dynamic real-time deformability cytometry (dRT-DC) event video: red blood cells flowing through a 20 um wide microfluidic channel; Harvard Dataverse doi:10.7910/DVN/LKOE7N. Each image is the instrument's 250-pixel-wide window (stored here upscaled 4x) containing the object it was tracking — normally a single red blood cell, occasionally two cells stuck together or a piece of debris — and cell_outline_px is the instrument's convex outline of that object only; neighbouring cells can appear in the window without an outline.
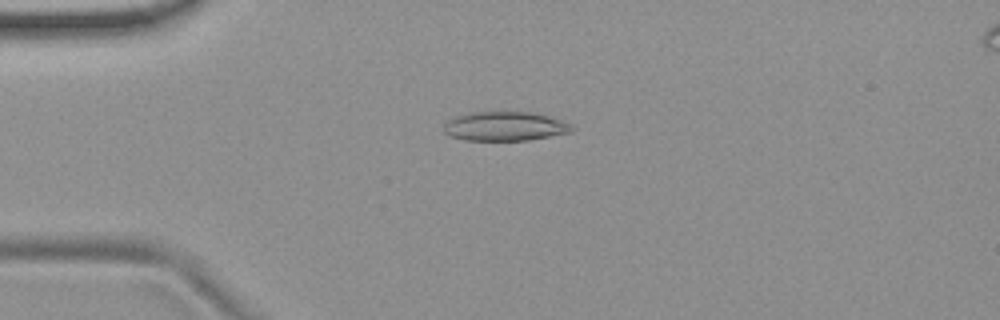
{"species": "common noctule bat (a hibernating species)", "species_latin": "Nyctalus noctula", "temperature_condition": "room temperature", "stored_images_in_passage": 53, "camera_frame_rate_fps": 3000, "um_per_image_px": 0.085, "animal": {"sex": "female", "body_mass_g": 19.9}, "frame": {"image": 1, "passage_image": 13, "time_ms": 4.0, "image_size_px": [1000, 320], "cell_outline_px": [[572, 132], [528, 140], [464, 140], [448, 136], [444, 132], [444, 124], [448, 120], [456, 116], [472, 112], [532, 112], [548, 116], [572, 124]], "centroid_in_image_um": [42.89, 10.74], "position_along_channel_um": 42.1, "area_um2": 21.73}}
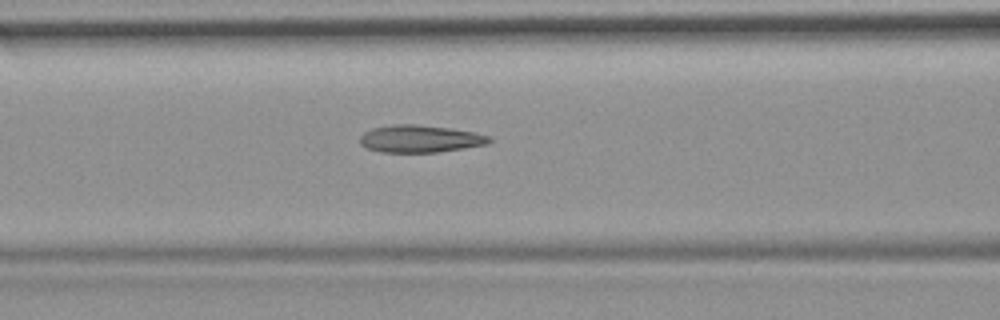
{"frame": {"image": 2, "passage_image": 22, "time_ms": 7.0, "image_size_px": [1000, 320], "cell_outline_px": [[492, 140], [488, 144], [464, 148], [436, 152], [380, 152], [368, 148], [360, 144], [360, 136], [364, 132], [372, 128], [396, 124], [416, 124], [448, 128], [472, 132], [488, 136]], "centroid_in_image_um": [35.67, 11.8], "position_along_channel_um": 130.9, "area_um2": 20.4}}
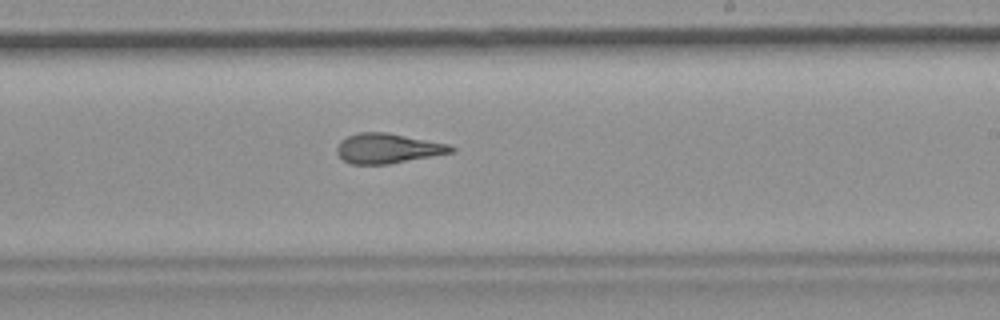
{"frame": {"image": 3, "passage_image": 32, "time_ms": 10.333, "image_size_px": [1000, 320], "cell_outline_px": [[456, 152], [388, 164], [348, 164], [336, 152], [336, 148], [340, 140], [348, 136], [360, 132], [388, 132], [448, 144], [456, 148]], "centroid_in_image_um": [32.96, 12.61], "position_along_channel_um": 256.0, "area_um2": 20.0}, "authors_computed_cell_mechanics": {"area_um2": 20.5768, "velocity_mm_per_s": 3.7664, "shape_relaxation_time_tau1_ms": 10.7774, "shape_relaxation_time_tau2_ms": 2.2004, "deformation_change_tau1": 0.2855, "deformation_change_tau2": 0.1229}}